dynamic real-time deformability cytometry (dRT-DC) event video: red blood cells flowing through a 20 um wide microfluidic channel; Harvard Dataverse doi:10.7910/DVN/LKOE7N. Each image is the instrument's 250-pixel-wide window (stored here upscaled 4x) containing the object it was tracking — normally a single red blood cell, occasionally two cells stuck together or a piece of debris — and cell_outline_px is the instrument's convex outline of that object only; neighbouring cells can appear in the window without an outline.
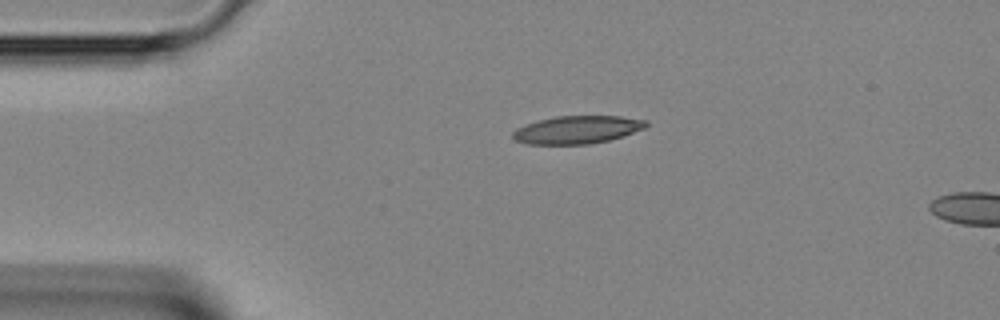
{"species": "Egyptian fruit bat (a non-hibernating species)", "species_latin": "Rousettus aegyptiacus", "temperature_condition": "room temperature", "stored_images_in_passage": 4, "camera_frame_rate_fps": 3000, "um_per_image_px": 0.085, "animal": {"sex": "female"}, "frame": {"image": 1, "passage_image": 1, "time_ms": 0.0, "image_size_px": [1000, 320], "cell_outline_px": [[648, 124], [644, 128], [624, 136], [608, 140], [588, 144], [528, 144], [516, 140], [512, 136], [512, 132], [516, 128], [540, 120], [556, 116], [620, 116], [648, 120]], "centroid_in_image_um": [49.09, 11.02], "position_along_channel_um": 35.9, "area_um2": 21.5}}